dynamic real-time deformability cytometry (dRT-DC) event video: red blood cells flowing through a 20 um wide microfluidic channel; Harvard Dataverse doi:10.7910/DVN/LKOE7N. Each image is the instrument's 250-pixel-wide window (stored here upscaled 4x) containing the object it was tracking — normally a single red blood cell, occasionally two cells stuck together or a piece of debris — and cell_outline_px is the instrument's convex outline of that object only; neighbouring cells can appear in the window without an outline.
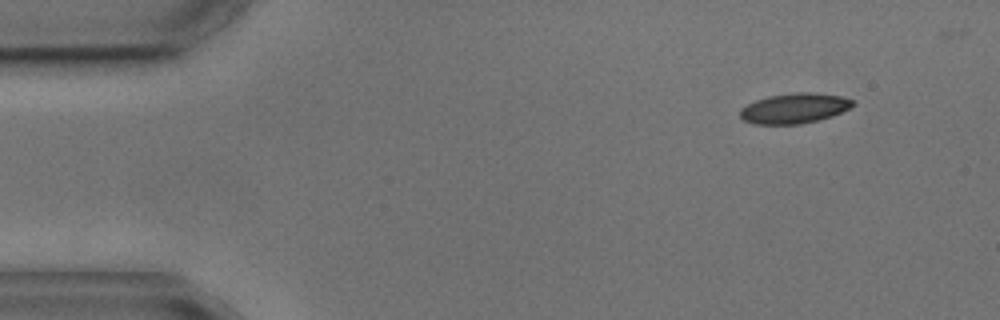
{"species": "common noctule bat (a hibernating species)", "species_latin": "Nyctalus noctula", "temperature_condition": "cold", "stored_images_in_passage": 4, "segment_of_instrument_passage": [2, 2], "camera_frame_rate_fps": 3000, "um_per_image_px": 0.085, "animal": {"sex": "male", "body_mass_g": 17.9, "forearm_length_mm": 54.2}, "frame": {"image": 1, "passage_image": 4, "time_ms": 5.333, "image_size_px": [1000, 320], "cell_outline_px": [[856, 104], [832, 116], [800, 124], [756, 124], [744, 120], [740, 116], [740, 108], [756, 100], [768, 96], [792, 92], [812, 92], [840, 96], [852, 100]], "centroid_in_image_um": [67.5, 9.19], "position_along_channel_um": 17.5, "area_um2": 19.65}}